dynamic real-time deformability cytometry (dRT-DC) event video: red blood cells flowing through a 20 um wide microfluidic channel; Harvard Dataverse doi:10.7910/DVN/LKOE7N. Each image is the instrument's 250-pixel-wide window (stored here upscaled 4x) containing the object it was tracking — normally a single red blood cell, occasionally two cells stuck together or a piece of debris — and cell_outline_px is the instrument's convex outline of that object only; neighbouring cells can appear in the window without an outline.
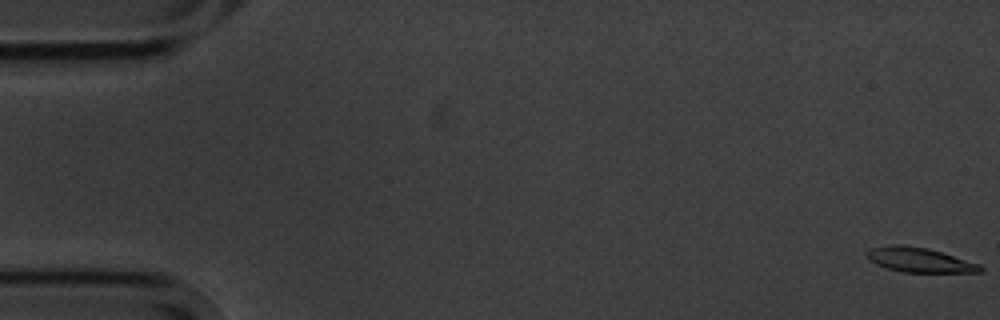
{"species": "common noctule bat (a hibernating species)", "species_latin": "Nyctalus noctula", "temperature_condition": "cold", "stored_images_in_passage": 5, "camera_frame_rate_fps": 3000, "um_per_image_px": 0.085, "animal": {"sex": "male", "body_mass_g": 20.1, "forearm_length_mm": 53.5}, "frame": {"image": 1, "passage_image": 1, "time_ms": 0.0, "image_size_px": [1000, 320], "cell_outline_px": [[984, 272], [904, 272], [888, 268], [876, 264], [868, 260], [864, 252], [872, 248], [892, 244], [900, 244], [928, 248], [980, 264], [984, 268]], "centroid_in_image_um": [78.14, 22.09], "position_along_channel_um": 6.9, "area_um2": 16.3}}
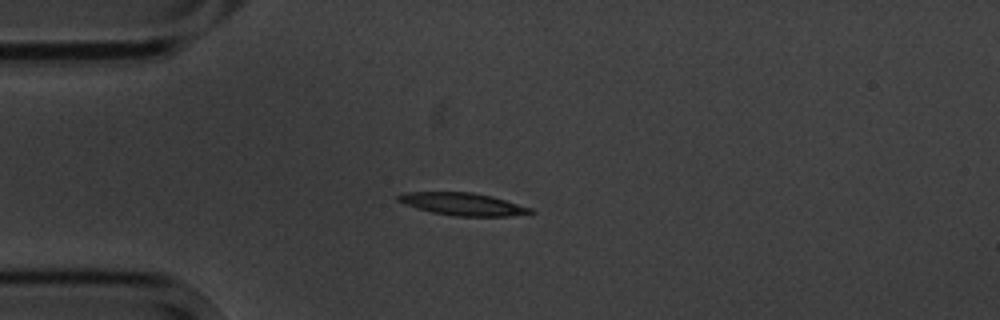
{"frame": {"image": 2, "passage_image": 5, "time_ms": 4.667, "image_size_px": [1000, 320], "cell_outline_px": [[536, 212], [512, 216], [452, 216], [432, 212], [416, 208], [404, 204], [396, 200], [396, 196], [404, 192], [472, 192], [492, 196], [532, 208]], "centroid_in_image_um": [39.32, 17.35], "position_along_channel_um": 45.7, "area_um2": 17.46}}